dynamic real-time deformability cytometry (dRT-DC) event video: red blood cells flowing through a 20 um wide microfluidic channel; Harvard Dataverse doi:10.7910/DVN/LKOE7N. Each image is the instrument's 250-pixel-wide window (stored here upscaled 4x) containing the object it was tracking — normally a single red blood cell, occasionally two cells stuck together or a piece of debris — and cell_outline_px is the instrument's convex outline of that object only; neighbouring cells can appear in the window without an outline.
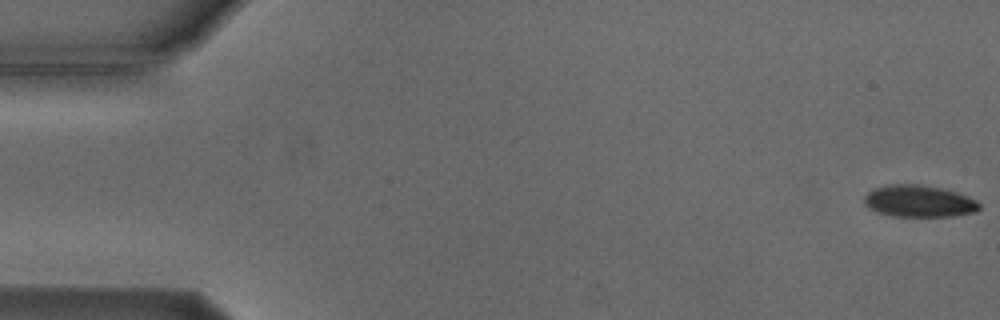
{"species": "Egyptian fruit bat (a non-hibernating species)", "species_latin": "Rousettus aegyptiacus", "temperature_condition": "cold", "stored_images_in_passage": 5, "camera_frame_rate_fps": 3000, "um_per_image_px": 0.085, "animal": {"sex": "male"}, "frame": {"image": 1, "passage_image": 1, "time_ms": 0.0, "image_size_px": [1000, 320], "cell_outline_px": [[980, 208], [976, 212], [956, 216], [892, 216], [876, 212], [868, 208], [864, 204], [864, 196], [872, 188], [888, 184], [916, 184], [940, 188], [956, 192], [968, 196], [976, 200], [980, 204]], "centroid_in_image_um": [78.09, 17.1], "position_along_channel_um": 6.9, "area_um2": 21.56}}
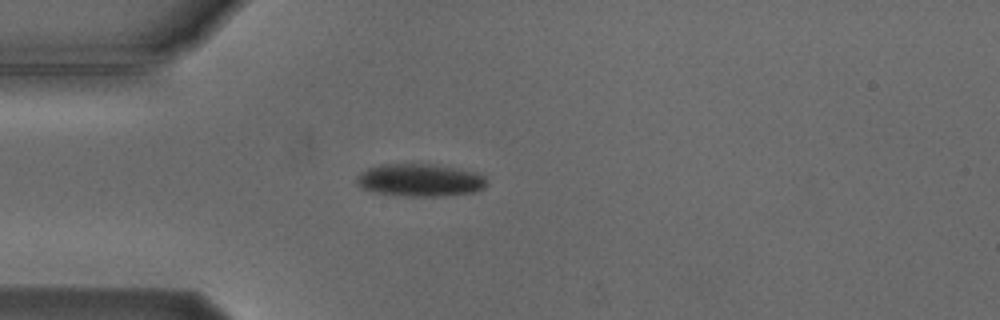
{"frame": {"image": 2, "passage_image": 5, "time_ms": 4.667, "image_size_px": [1000, 320], "cell_outline_px": [[488, 184], [484, 188], [472, 192], [444, 196], [404, 196], [376, 192], [360, 188], [356, 184], [356, 176], [360, 172], [368, 168], [380, 164], [432, 164], [460, 168], [476, 172], [484, 176], [488, 180]], "centroid_in_image_um": [35.7, 15.3], "position_along_channel_um": 49.3, "area_um2": 25.03}}